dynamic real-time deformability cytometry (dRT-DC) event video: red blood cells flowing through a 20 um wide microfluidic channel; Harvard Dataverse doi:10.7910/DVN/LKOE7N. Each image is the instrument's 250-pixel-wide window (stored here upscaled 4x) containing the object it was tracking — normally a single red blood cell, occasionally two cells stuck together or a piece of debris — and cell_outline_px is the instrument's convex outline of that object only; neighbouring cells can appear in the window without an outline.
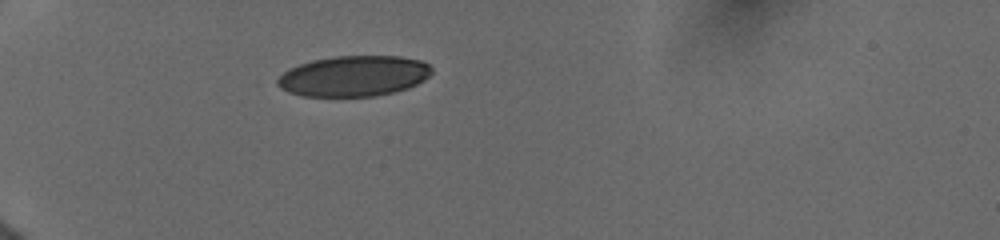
{"species": "human", "species_latin": "Homo sapiens", "temperature_condition": "cold", "stored_images_in_passage": 14, "camera_frame_rate_fps": 3000, "um_per_image_px": 0.085, "donor": {"sex": "female"}, "frame": {"image": 1, "passage_image": 1, "time_ms": 0.0, "image_size_px": [1000, 240], "cell_outline_px": [[432, 72], [424, 80], [408, 88], [396, 92], [376, 96], [300, 96], [288, 92], [272, 84], [288, 68], [312, 60], [336, 56], [400, 56], [420, 60], [428, 64], [432, 68]], "centroid_in_image_um": [30.04, 6.47], "position_along_channel_um": 55.0, "area_um2": 36.82}}
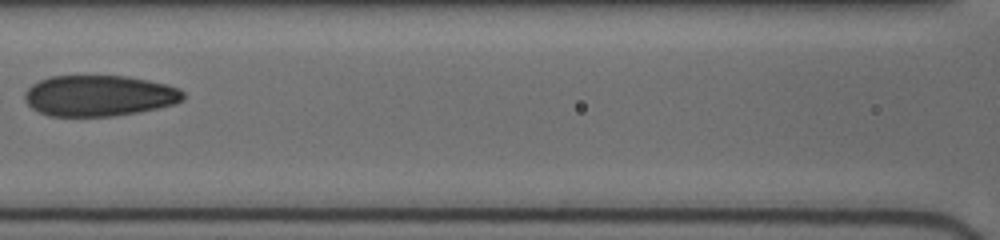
{"frame": {"image": 2, "passage_image": 7, "time_ms": 3.333, "image_size_px": [1000, 240], "cell_outline_px": [[184, 100], [176, 104], [136, 112], [112, 116], [48, 116], [32, 108], [24, 100], [24, 92], [32, 84], [40, 80], [52, 76], [128, 76], [168, 84], [180, 88], [184, 92]], "centroid_in_image_um": [8.44, 8.13], "position_along_channel_um": 158.2, "area_um2": 37.97}}
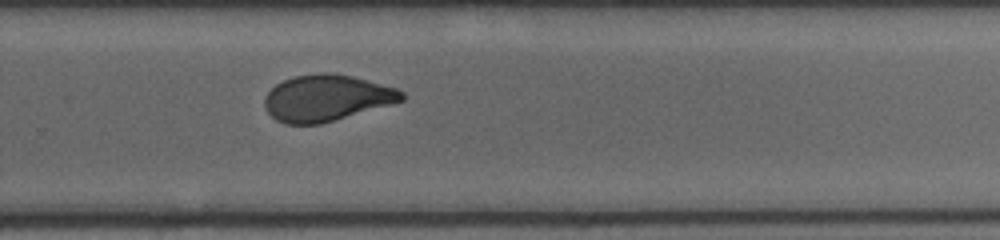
{"frame": {"image": 3, "passage_image": 14, "time_ms": 7.0, "image_size_px": [1000, 240], "cell_outline_px": [[404, 100], [392, 104], [320, 124], [284, 124], [276, 120], [268, 112], [264, 104], [264, 96], [276, 84], [284, 80], [296, 76], [320, 72], [332, 72], [352, 76], [396, 88], [404, 92]], "centroid_in_image_um": [27.75, 8.33], "position_along_channel_um": 302.1, "area_um2": 36.93}}